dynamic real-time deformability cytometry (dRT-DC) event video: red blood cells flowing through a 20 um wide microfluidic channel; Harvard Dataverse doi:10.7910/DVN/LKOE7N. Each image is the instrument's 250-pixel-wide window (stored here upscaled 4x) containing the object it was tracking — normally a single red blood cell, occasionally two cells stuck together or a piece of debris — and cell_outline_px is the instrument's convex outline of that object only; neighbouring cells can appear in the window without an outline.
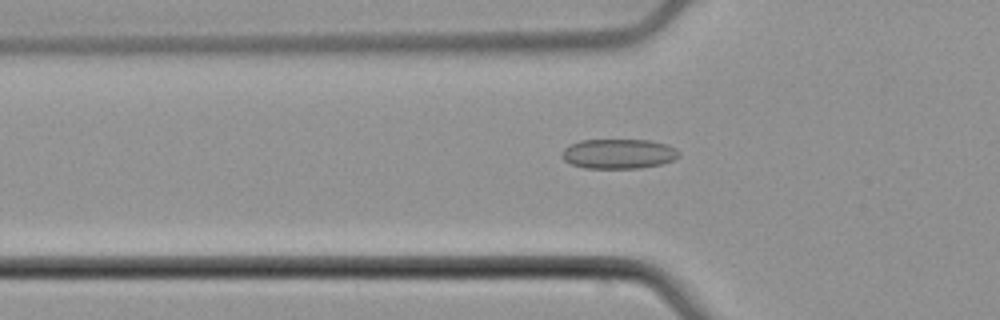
{"species": "common noctule bat (a hibernating species)", "species_latin": "Nyctalus noctula", "temperature_condition": "cold", "stored_images_in_passage": 47, "camera_frame_rate_fps": 3000, "um_per_image_px": 0.085, "animal": {"sex": "male", "body_mass_g": 21.5, "forearm_length_mm": 52.0}, "frame": {"image": 1, "passage_image": 11, "time_ms": 3.333, "image_size_px": [1000, 320], "cell_outline_px": [[680, 156], [672, 160], [660, 164], [640, 168], [584, 168], [572, 164], [564, 160], [560, 156], [560, 152], [568, 144], [580, 140], [648, 140], [668, 144], [676, 148], [680, 152]], "centroid_in_image_um": [52.55, 13.06], "position_along_channel_um": 73.3, "area_um2": 20.52}}
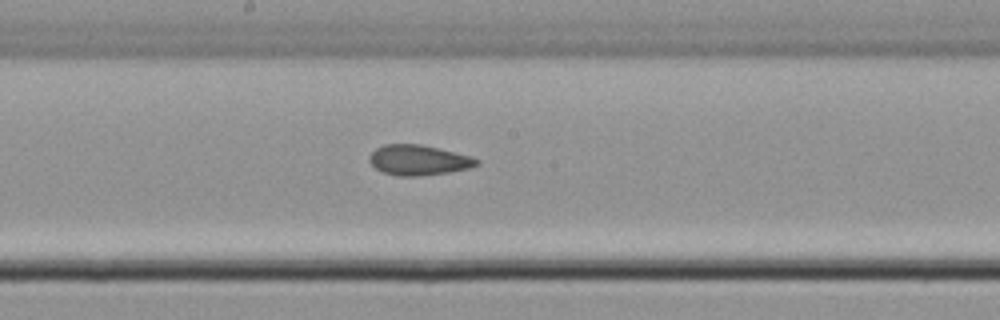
{"frame": {"image": 2, "passage_image": 22, "time_ms": 7.0, "image_size_px": [1000, 320], "cell_outline_px": [[480, 164], [468, 168], [448, 172], [420, 176], [396, 176], [384, 172], [376, 168], [368, 160], [368, 156], [376, 148], [384, 144], [420, 144], [468, 156], [480, 160]], "centroid_in_image_um": [35.53, 13.61], "position_along_channel_um": 212.7, "area_um2": 18.67}}
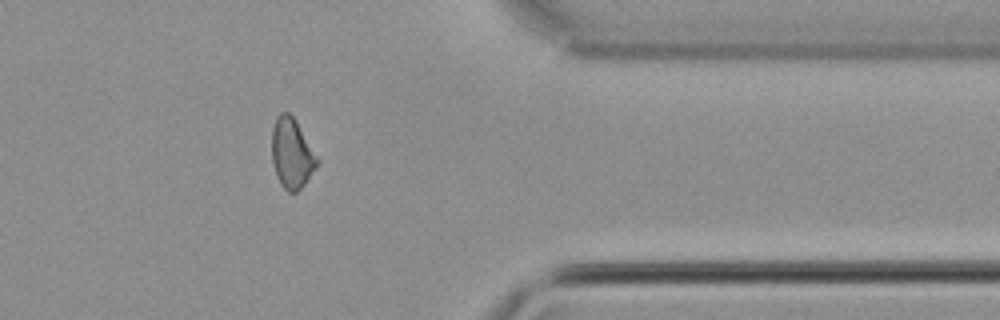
{"frame": {"image": 3, "passage_image": 37, "time_ms": 12.0, "image_size_px": [1000, 320], "cell_outline_px": [[320, 160], [316, 168], [304, 184], [296, 192], [288, 192], [280, 184], [276, 176], [272, 164], [272, 128], [276, 116], [280, 112], [288, 112], [296, 120]], "centroid_in_image_um": [24.79, 13.03], "position_along_channel_um": 386.6, "area_um2": 18.67}, "authors_computed_cell_mechanics": {"area_um2": 18.8428, "velocity_mm_per_s": 3.7996, "shape_relaxation_time_tau1_ms": null, "shape_relaxation_time_tau2_ms": 4.5133, "deformation_change_tau1": null, "deformation_change_tau2": 0.1013}}